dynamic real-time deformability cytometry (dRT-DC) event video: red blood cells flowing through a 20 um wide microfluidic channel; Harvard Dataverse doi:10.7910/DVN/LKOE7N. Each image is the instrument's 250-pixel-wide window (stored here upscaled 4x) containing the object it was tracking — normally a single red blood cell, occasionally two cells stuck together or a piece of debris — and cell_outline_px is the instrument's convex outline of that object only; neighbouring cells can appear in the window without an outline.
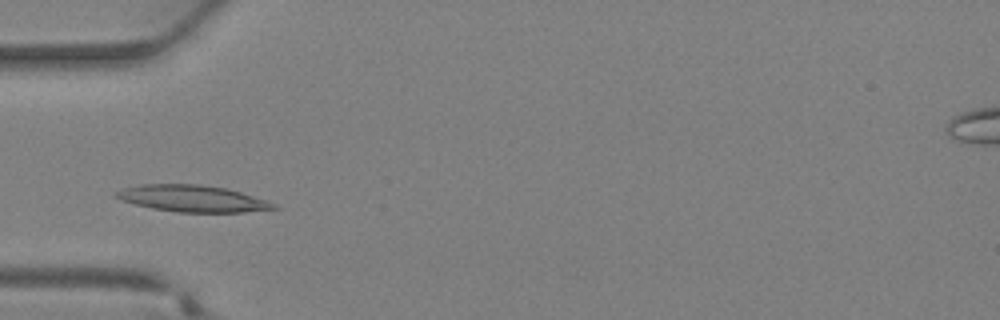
{"species": "Egyptian fruit bat (a non-hibernating species)", "species_latin": "Rousettus aegyptiacus", "temperature_condition": "warm", "stored_images_in_passage": 31, "camera_frame_rate_fps": 3000, "um_per_image_px": 0.085, "animal": {"sex": "female"}, "frame": {"image": 1, "passage_image": 6, "time_ms": 1.667, "image_size_px": [1000, 320], "cell_outline_px": [[280, 208], [244, 212], [176, 212], [152, 208], [120, 200], [116, 196], [116, 192], [124, 188], [140, 184], [200, 184], [228, 188], [276, 204]], "centroid_in_image_um": [16.36, 16.87], "position_along_channel_um": 68.6, "area_um2": 24.28}}
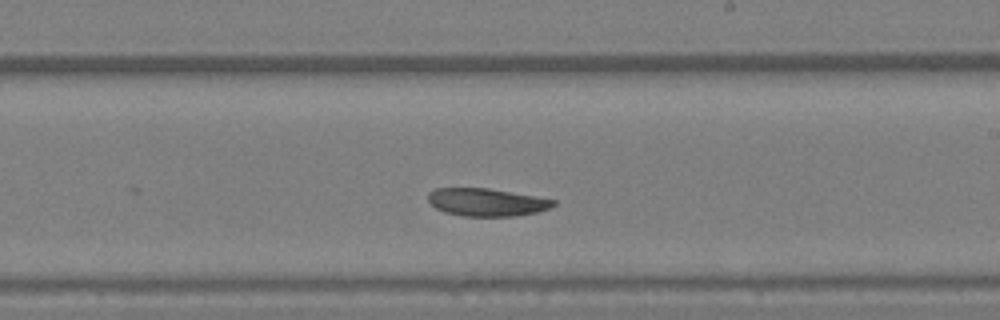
{"frame": {"image": 2, "passage_image": 16, "time_ms": 5.0, "image_size_px": [1000, 320], "cell_outline_px": [[556, 204], [548, 208], [536, 212], [516, 216], [464, 216], [444, 212], [436, 208], [428, 200], [428, 192], [436, 188], [488, 188], [556, 200]], "centroid_in_image_um": [41.34, 17.19], "position_along_channel_um": 247.7, "area_um2": 20.11}}
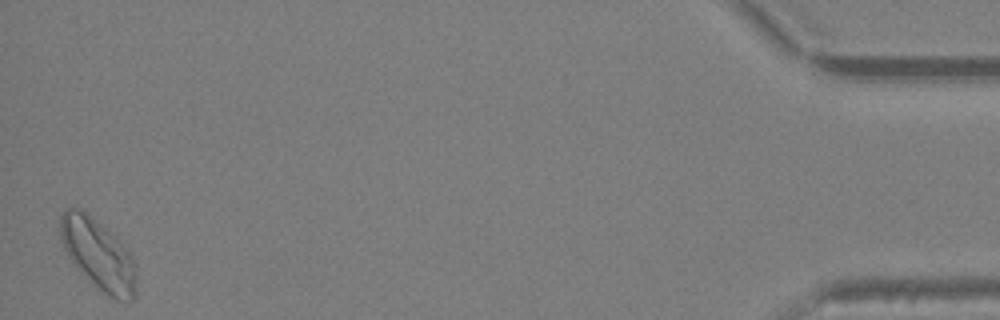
{"frame": {"image": 3, "passage_image": 31, "time_ms": 10.0, "image_size_px": [1000, 320], "cell_outline_px": [[136, 296], [132, 300], [116, 300], [108, 296], [92, 284], [72, 264], [60, 240], [60, 216], [64, 208], [76, 208], [88, 212], [116, 236], [120, 240], [136, 264]], "centroid_in_image_um": [8.34, 21.62], "position_along_channel_um": 426.9, "area_um2": 31.79}}